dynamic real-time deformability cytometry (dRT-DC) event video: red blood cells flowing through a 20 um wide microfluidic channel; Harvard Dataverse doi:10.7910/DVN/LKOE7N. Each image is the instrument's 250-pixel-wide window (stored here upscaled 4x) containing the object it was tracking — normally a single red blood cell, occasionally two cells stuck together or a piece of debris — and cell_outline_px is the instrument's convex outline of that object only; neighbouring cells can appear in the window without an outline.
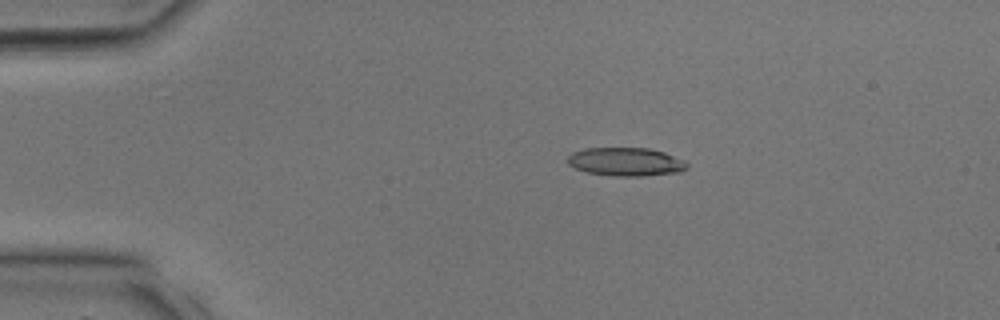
{"species": "common noctule bat (a hibernating species)", "species_latin": "Nyctalus noctula", "temperature_condition": "room temperature", "stored_images_in_passage": 34, "camera_frame_rate_fps": 3000, "um_per_image_px": 0.085, "animal": {"sex": "male", "body_mass_g": 17.9, "forearm_length_mm": 54.2}, "frame": {"image": 1, "passage_image": 7, "time_ms": 2.0, "image_size_px": [1000, 320], "cell_outline_px": [[688, 168], [680, 172], [644, 176], [612, 176], [588, 172], [576, 168], [568, 164], [568, 156], [572, 152], [584, 148], [648, 148], [664, 152], [684, 160], [688, 164]], "centroid_in_image_um": [53.21, 13.75], "position_along_channel_um": 31.8, "area_um2": 19.83}}
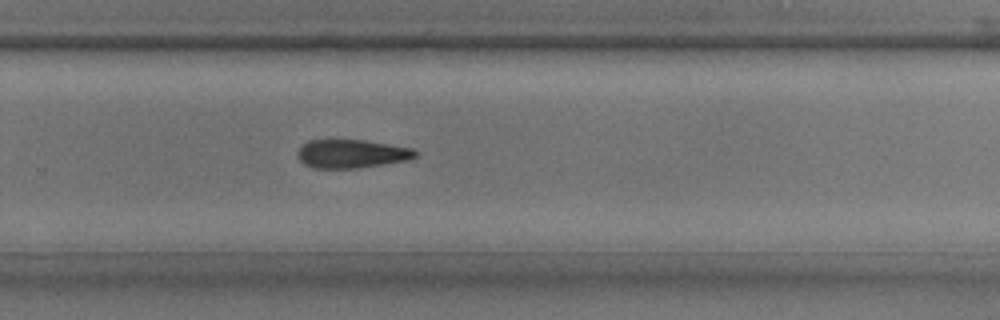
{"frame": {"image": 2, "passage_image": 23, "time_ms": 7.333, "image_size_px": [1000, 320], "cell_outline_px": [[420, 152], [416, 156], [408, 160], [356, 168], [312, 168], [304, 164], [300, 160], [296, 152], [308, 140], [364, 140], [412, 148]], "centroid_in_image_um": [29.89, 13.07], "position_along_channel_um": 299.9, "area_um2": 19.48}}
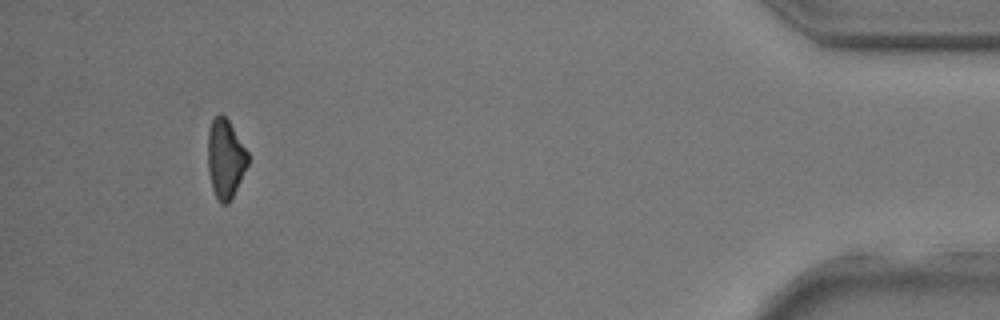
{"frame": {"image": 3, "passage_image": 32, "time_ms": 10.333, "image_size_px": [1000, 320], "cell_outline_px": [[248, 164], [228, 204], [220, 204], [212, 188], [208, 172], [208, 132], [212, 120], [220, 112], [228, 120], [248, 152]], "centroid_in_image_um": [19.14, 13.48], "position_along_channel_um": 416.1, "area_um2": 18.21}}